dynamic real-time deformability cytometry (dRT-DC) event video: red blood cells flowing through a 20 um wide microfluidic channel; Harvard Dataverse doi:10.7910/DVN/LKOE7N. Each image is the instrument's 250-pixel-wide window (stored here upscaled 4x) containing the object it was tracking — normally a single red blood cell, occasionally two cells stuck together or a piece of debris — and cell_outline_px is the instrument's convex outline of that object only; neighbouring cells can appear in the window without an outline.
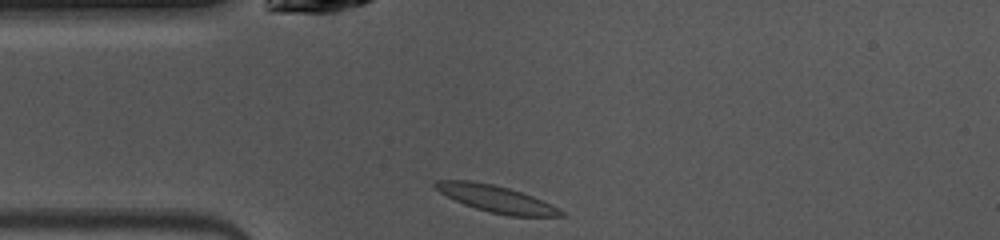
{"species": "common noctule bat (a hibernating species)", "species_latin": "Nyctalus noctula", "temperature_condition": "warm", "stored_images_in_passage": 38, "camera_frame_rate_fps": 3000, "um_per_image_px": 0.085, "animal": {"sex": "female", "body_mass_g": 10.0, "forearm_length_mm": 53.1}, "frame": {"image": 1, "passage_image": 1, "time_ms": 0.0, "image_size_px": [1000, 240], "cell_outline_px": [[564, 216], [508, 216], [488, 212], [464, 204], [440, 192], [432, 184], [436, 180], [472, 180], [492, 184], [508, 188], [532, 196], [552, 204], [564, 212]], "centroid_in_image_um": [42.17, 16.9], "position_along_channel_um": 42.8, "area_um2": 19.48}}
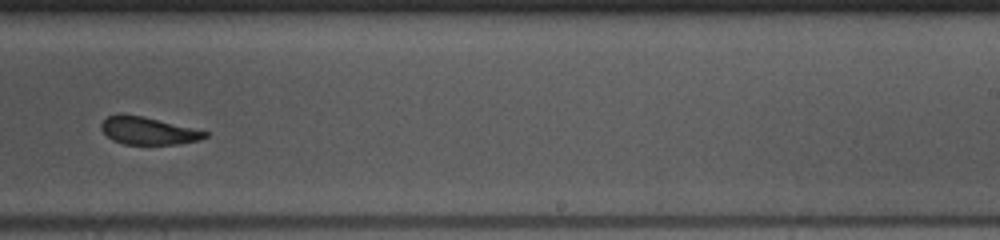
{"frame": {"image": 2, "passage_image": 19, "time_ms": 6.0, "image_size_px": [1000, 240], "cell_outline_px": [[208, 136], [200, 140], [180, 144], [124, 144], [112, 140], [100, 128], [100, 124], [108, 116], [120, 112], [144, 116], [208, 132]], "centroid_in_image_um": [12.56, 11.1], "position_along_channel_um": 276.4, "area_um2": 16.76}}
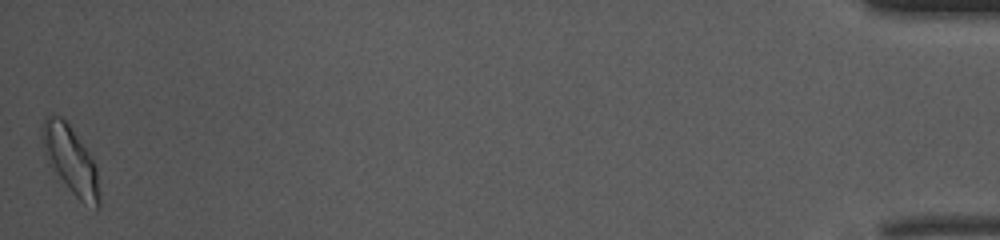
{"frame": {"image": 3, "passage_image": 38, "time_ms": 12.333, "image_size_px": [1000, 240], "cell_outline_px": [[100, 208], [96, 208], [84, 204], [68, 188], [48, 164], [44, 152], [40, 136], [44, 116], [52, 112], [60, 116], [68, 124], [88, 152], [96, 164], [100, 192]], "centroid_in_image_um": [5.98, 13.58], "position_along_channel_um": 429.2, "area_um2": 22.72}, "authors_computed_cell_mechanics": {"area_um2": 18.3226, "velocity_mm_per_s": 4.0621, "shape_relaxation_time_tau1_ms": 4.9765, "shape_relaxation_time_tau2_ms": 3.3788, "deformation_change_tau1": 0.1627, "deformation_change_tau2": 0.122}}